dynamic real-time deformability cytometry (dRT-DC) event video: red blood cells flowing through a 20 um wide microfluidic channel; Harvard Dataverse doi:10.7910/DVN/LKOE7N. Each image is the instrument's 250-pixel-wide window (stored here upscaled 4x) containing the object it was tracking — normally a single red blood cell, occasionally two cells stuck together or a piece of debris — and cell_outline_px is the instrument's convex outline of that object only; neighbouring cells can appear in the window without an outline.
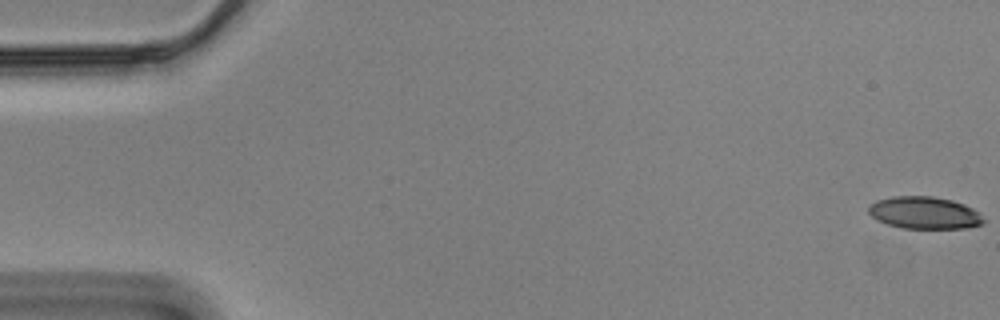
{"species": "Egyptian fruit bat (a non-hibernating species)", "species_latin": "Rousettus aegyptiacus", "temperature_condition": "cold", "stored_images_in_passage": 57, "camera_frame_rate_fps": 3000, "um_per_image_px": 0.085, "animal": {"sex": "male"}, "frame": {"image": 1, "passage_image": 1, "time_ms": 0.0, "image_size_px": [1000, 320], "cell_outline_px": [[984, 224], [964, 228], [904, 228], [888, 224], [876, 220], [868, 212], [868, 208], [876, 200], [892, 196], [932, 196], [952, 200], [964, 204], [972, 208], [984, 220]], "centroid_in_image_um": [78.55, 18.08], "position_along_channel_um": 6.4, "area_um2": 21.44}}
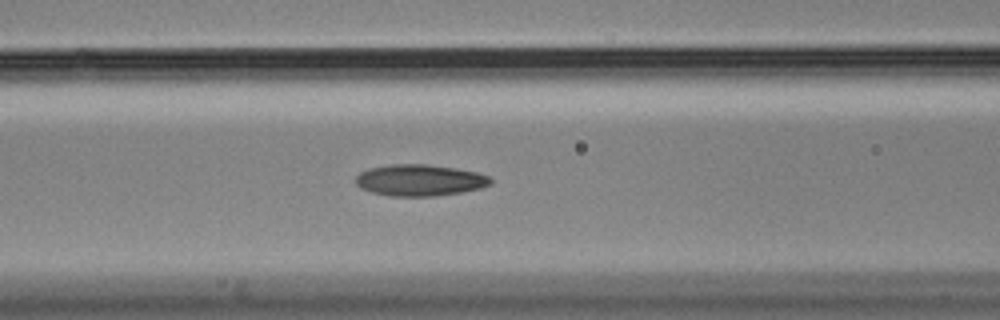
{"frame": {"image": 2, "passage_image": 24, "time_ms": 7.667, "image_size_px": [1000, 320], "cell_outline_px": [[492, 184], [480, 188], [460, 192], [432, 196], [392, 196], [372, 192], [360, 188], [356, 184], [356, 176], [360, 172], [368, 168], [392, 164], [428, 164], [456, 168], [476, 172], [488, 176], [492, 180]], "centroid_in_image_um": [35.66, 15.31], "position_along_channel_um": 130.9, "area_um2": 24.68}}
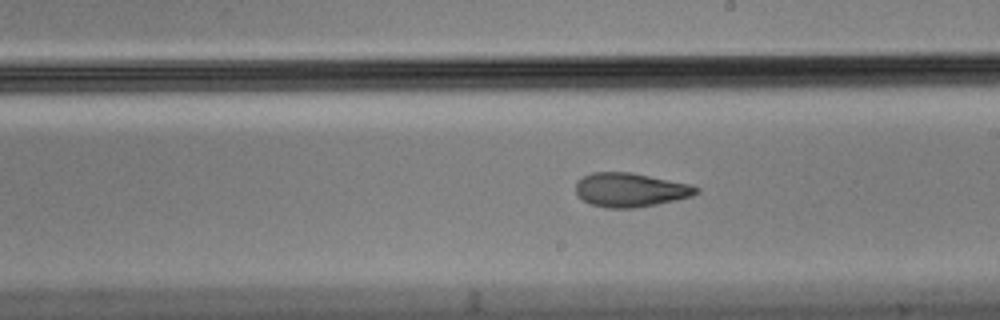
{"frame": {"image": 3, "passage_image": 33, "time_ms": 10.667, "image_size_px": [1000, 320], "cell_outline_px": [[700, 192], [692, 196], [676, 200], [636, 208], [604, 208], [592, 204], [576, 196], [576, 180], [592, 172], [632, 172], [692, 184], [700, 188]], "centroid_in_image_um": [53.6, 16.13], "position_along_channel_um": 235.4, "area_um2": 24.16}, "authors_computed_cell_mechanics": {"area_um2": 24.1026, "velocity_mm_per_s": 3.4855, "shape_relaxation_time_tau1_ms": null, "shape_relaxation_time_tau2_ms": 3.5556, "deformation_change_tau1": null, "deformation_change_tau2": 0.1181}}